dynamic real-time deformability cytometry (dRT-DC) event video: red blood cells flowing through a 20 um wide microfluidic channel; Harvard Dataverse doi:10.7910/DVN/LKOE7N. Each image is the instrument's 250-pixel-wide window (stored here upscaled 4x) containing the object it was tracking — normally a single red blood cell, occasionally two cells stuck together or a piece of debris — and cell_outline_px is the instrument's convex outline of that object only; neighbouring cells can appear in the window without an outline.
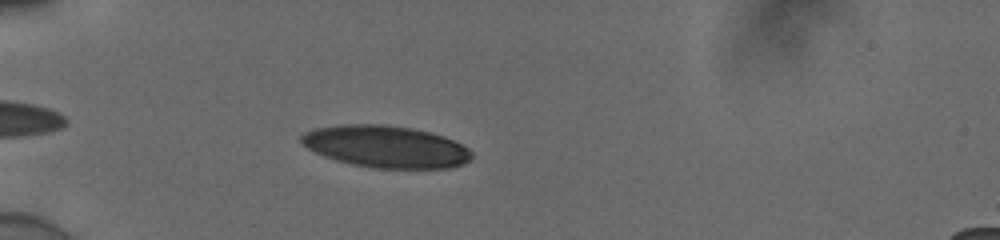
{"species": "human", "species_latin": "Homo sapiens", "temperature_condition": "cold", "stored_images_in_passage": 38, "camera_frame_rate_fps": 3000, "um_per_image_px": 0.085, "donor": {"sex": "male"}, "frame": {"image": 1, "passage_image": 5, "time_ms": 1.333, "image_size_px": [1000, 240], "cell_outline_px": [[472, 156], [464, 164], [452, 168], [372, 168], [352, 164], [336, 160], [324, 156], [308, 148], [300, 140], [300, 136], [304, 132], [312, 128], [340, 124], [384, 124], [412, 128], [444, 136], [468, 148], [472, 152]], "centroid_in_image_um": [32.77, 12.46], "position_along_channel_um": 52.2, "area_um2": 41.79}}
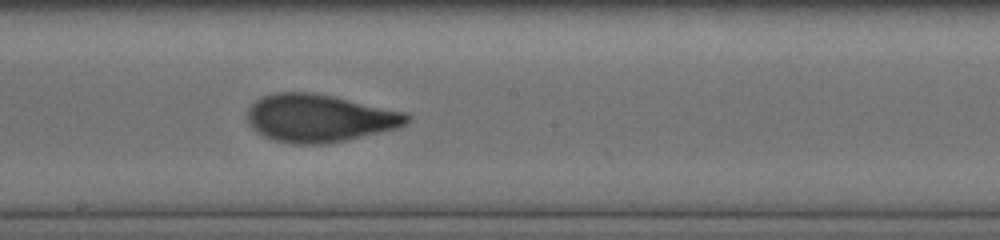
{"frame": {"image": 2, "passage_image": 20, "time_ms": 6.333, "image_size_px": [1000, 240], "cell_outline_px": [[408, 120], [404, 124], [396, 128], [344, 140], [324, 144], [292, 144], [276, 140], [264, 136], [256, 132], [248, 124], [248, 108], [256, 100], [264, 96], [276, 92], [312, 92], [332, 96], [404, 112], [408, 116]], "centroid_in_image_um": [27.07, 10.04], "position_along_channel_um": 221.1, "area_um2": 43.75}}
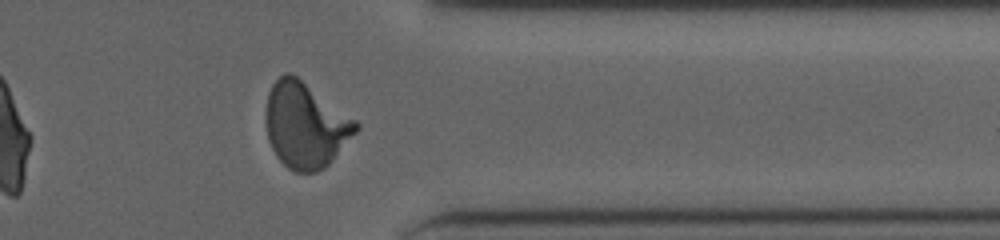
{"frame": {"image": 3, "passage_image": 33, "time_ms": 10.667, "image_size_px": [1000, 240], "cell_outline_px": [[360, 128], [328, 164], [324, 168], [316, 172], [296, 172], [288, 168], [276, 156], [268, 140], [268, 92], [272, 84], [284, 72], [292, 72], [356, 120], [360, 124]], "centroid_in_image_um": [25.98, 10.63], "position_along_channel_um": 385.4, "area_um2": 44.27}, "authors_computed_cell_mechanics": {"area_um2": 42.7431, "velocity_mm_per_s": 3.902, "shape_relaxation_time_tau1_ms": 4.1728, "shape_relaxation_time_tau2_ms": 0.7196, "deformation_change_tau1": 0.1781, "deformation_change_tau2": 0.0685}}